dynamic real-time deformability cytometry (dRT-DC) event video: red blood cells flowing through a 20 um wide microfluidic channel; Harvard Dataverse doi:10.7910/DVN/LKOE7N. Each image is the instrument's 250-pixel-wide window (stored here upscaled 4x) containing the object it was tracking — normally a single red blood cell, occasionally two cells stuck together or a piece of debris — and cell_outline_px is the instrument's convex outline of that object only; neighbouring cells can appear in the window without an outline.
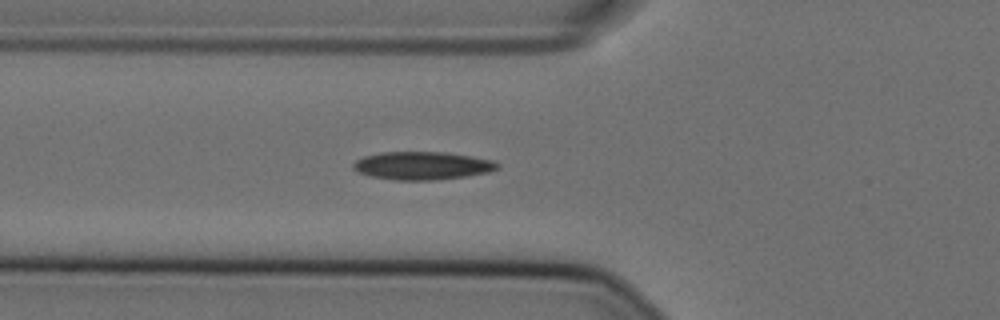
{"species": "Egyptian fruit bat (a non-hibernating species)", "species_latin": "Rousettus aegyptiacus", "temperature_condition": "cold", "stored_images_in_passage": 39, "camera_frame_rate_fps": 3000, "um_per_image_px": 0.085, "animal": {"sex": "female"}, "frame": {"image": 1, "passage_image": 2, "time_ms": 0.333, "image_size_px": [1000, 320], "cell_outline_px": [[500, 168], [488, 172], [468, 176], [432, 180], [396, 180], [372, 176], [356, 172], [352, 168], [352, 164], [356, 160], [364, 156], [384, 152], [444, 152], [492, 160], [500, 164]], "centroid_in_image_um": [35.88, 14.08], "position_along_channel_um": 89.9, "area_um2": 23.47}}
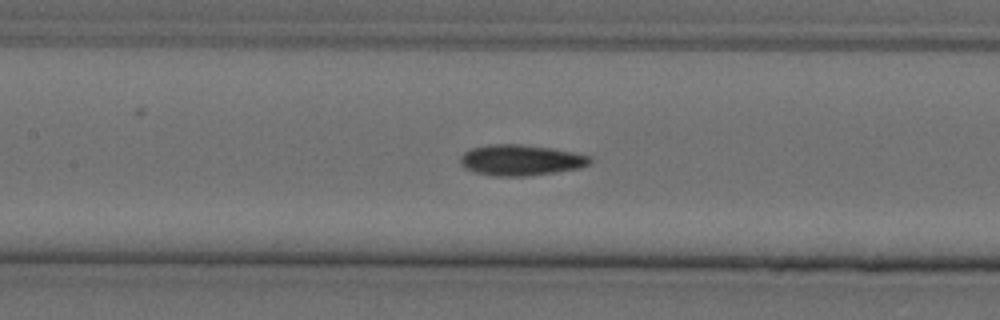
{"frame": {"image": 2, "passage_image": 8, "time_ms": 2.333, "image_size_px": [1000, 320], "cell_outline_px": [[592, 164], [580, 168], [556, 172], [528, 176], [492, 176], [476, 172], [464, 168], [460, 164], [460, 156], [464, 152], [472, 148], [488, 144], [520, 144], [552, 148], [592, 156]], "centroid_in_image_um": [44.28, 13.61], "position_along_channel_um": 163.1, "area_um2": 23.52}}
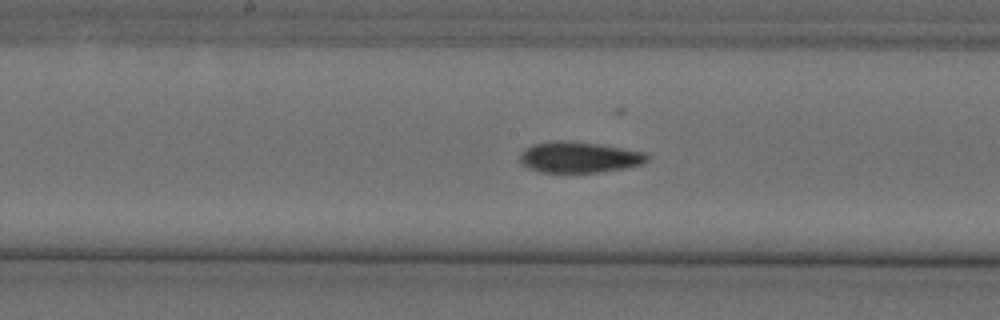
{"frame": {"image": 3, "passage_image": 11, "time_ms": 3.333, "image_size_px": [1000, 320], "cell_outline_px": [[648, 160], [644, 164], [624, 168], [600, 172], [540, 172], [528, 168], [520, 164], [520, 156], [524, 148], [532, 144], [552, 140], [568, 140], [600, 144], [644, 152], [648, 156]], "centroid_in_image_um": [49.19, 13.35], "position_along_channel_um": 199.0, "area_um2": 23.18}}